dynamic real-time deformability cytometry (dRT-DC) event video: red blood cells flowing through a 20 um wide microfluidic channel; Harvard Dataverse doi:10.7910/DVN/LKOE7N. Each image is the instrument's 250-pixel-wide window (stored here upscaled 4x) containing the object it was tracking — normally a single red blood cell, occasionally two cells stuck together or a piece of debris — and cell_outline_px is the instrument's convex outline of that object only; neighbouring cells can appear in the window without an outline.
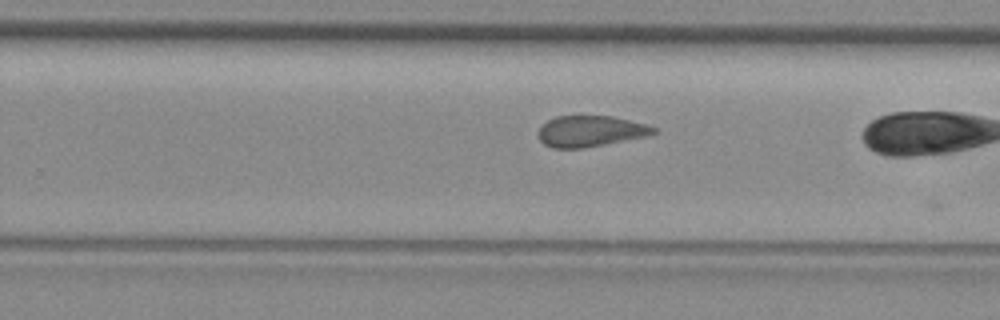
{"species": "common noctule bat (a hibernating species)", "species_latin": "Nyctalus noctula", "temperature_condition": "room temperature", "stored_images_in_passage": 19, "camera_frame_rate_fps": 3000, "um_per_image_px": 0.085, "animal": {"sex": "female", "body_mass_g": 29.2, "forearm_length_mm": 56.3}, "frame": {"image": 1, "passage_image": 18, "time_ms": 5.667, "image_size_px": [1000, 320], "cell_outline_px": [[656, 132], [648, 136], [584, 148], [552, 148], [544, 144], [540, 140], [540, 128], [548, 120], [556, 116], [612, 116], [648, 124], [656, 128]], "centroid_in_image_um": [50.22, 11.15], "position_along_channel_um": 279.6, "area_um2": 20.75}}